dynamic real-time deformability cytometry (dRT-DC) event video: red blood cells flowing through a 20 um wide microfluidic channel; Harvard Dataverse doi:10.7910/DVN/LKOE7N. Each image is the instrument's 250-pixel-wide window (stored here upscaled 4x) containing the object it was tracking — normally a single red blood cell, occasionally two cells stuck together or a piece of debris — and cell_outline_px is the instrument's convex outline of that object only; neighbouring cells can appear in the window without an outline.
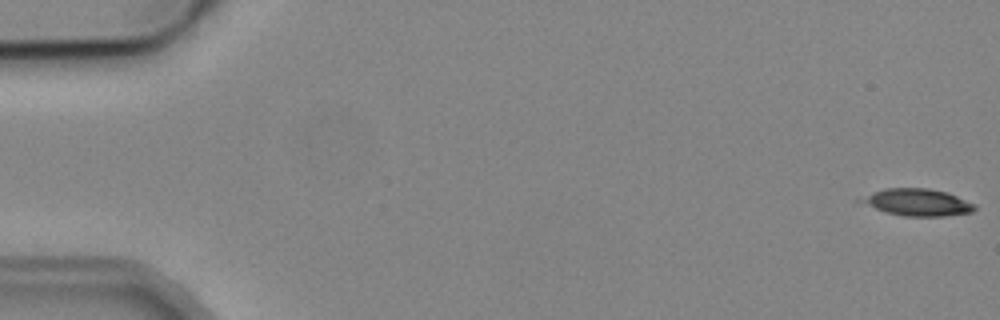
{"species": "common noctule bat (a hibernating species)", "species_latin": "Nyctalus noctula", "temperature_condition": "cold", "stored_images_in_passage": 5, "camera_frame_rate_fps": 3000, "um_per_image_px": 0.085, "animal": {"sex": "male", "body_mass_g": 19.2, "forearm_length_mm": 51.8}, "frame": {"image": 1, "passage_image": 1, "time_ms": 0.0, "image_size_px": [1000, 320], "cell_outline_px": [[976, 208], [972, 212], [944, 216], [904, 216], [888, 212], [852, 200], [872, 192], [884, 188], [928, 188], [948, 192], [976, 204]], "centroid_in_image_um": [77.96, 17.18], "position_along_channel_um": 7.0, "area_um2": 18.03}}
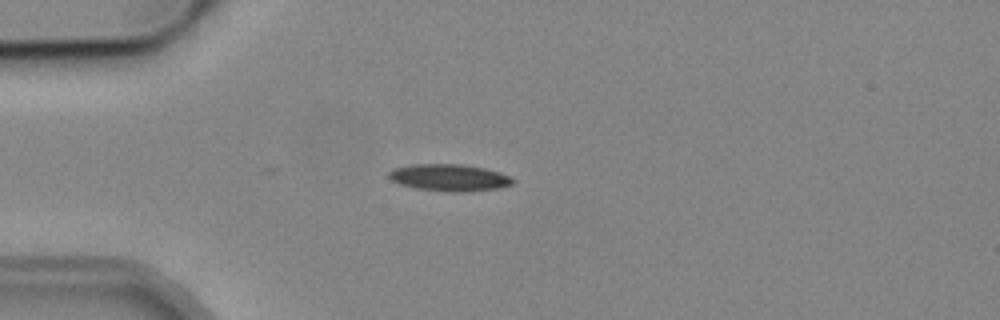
{"frame": {"image": 2, "passage_image": 5, "time_ms": 4.667, "image_size_px": [1000, 320], "cell_outline_px": [[516, 180], [512, 184], [500, 188], [468, 192], [448, 192], [416, 188], [400, 184], [392, 180], [388, 176], [388, 172], [392, 168], [412, 164], [460, 164], [484, 168], [500, 172], [512, 176]], "centroid_in_image_um": [38.22, 15.1], "position_along_channel_um": 46.8, "area_um2": 19.71}}